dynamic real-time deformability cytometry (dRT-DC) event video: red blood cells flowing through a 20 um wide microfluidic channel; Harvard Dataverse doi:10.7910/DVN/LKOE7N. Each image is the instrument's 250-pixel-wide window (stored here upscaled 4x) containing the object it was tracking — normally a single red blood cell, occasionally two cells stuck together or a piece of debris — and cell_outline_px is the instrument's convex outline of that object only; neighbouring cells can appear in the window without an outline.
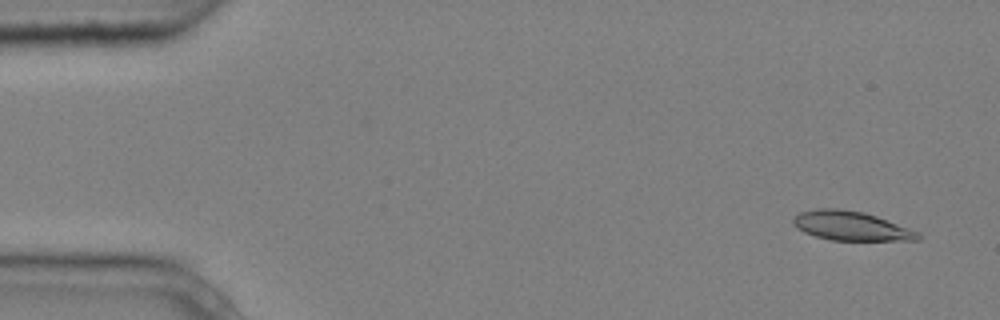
{"species": "common noctule bat (a hibernating species)", "species_latin": "Nyctalus noctula", "temperature_condition": "cold", "stored_images_in_passage": 4, "camera_frame_rate_fps": 3000, "um_per_image_px": 0.085, "animal": {"sex": "male", "body_mass_g": 20.4}, "frame": {"image": 1, "passage_image": 1, "time_ms": 0.0, "image_size_px": [1000, 320], "cell_outline_px": [[920, 240], [832, 240], [816, 236], [804, 232], [796, 228], [792, 224], [792, 220], [800, 212], [816, 208], [840, 208], [864, 212], [876, 216], [920, 232]], "centroid_in_image_um": [72.32, 19.19], "position_along_channel_um": 12.7, "area_um2": 21.21}}